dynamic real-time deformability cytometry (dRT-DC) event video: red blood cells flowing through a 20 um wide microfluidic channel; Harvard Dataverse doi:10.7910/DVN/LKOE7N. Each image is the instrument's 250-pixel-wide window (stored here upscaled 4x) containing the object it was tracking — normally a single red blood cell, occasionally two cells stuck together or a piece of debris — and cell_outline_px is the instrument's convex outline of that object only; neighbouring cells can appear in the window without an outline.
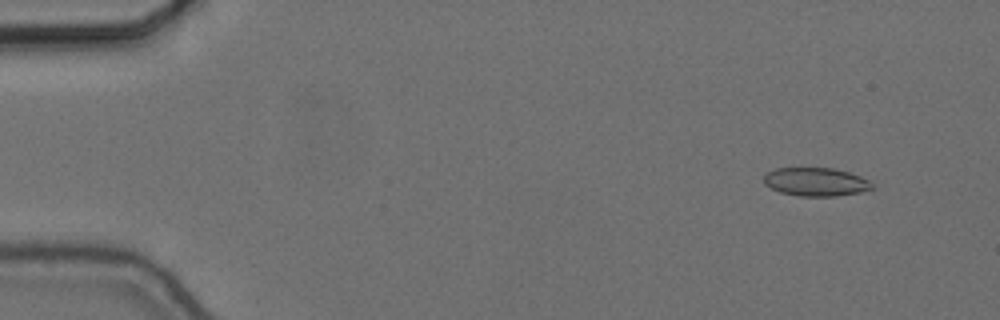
{"species": "common noctule bat (a hibernating species)", "species_latin": "Nyctalus noctula", "temperature_condition": "cold", "stored_images_in_passage": 56, "camera_frame_rate_fps": 3000, "um_per_image_px": 0.085, "animal": {"sex": "female", "body_mass_g": 24.6, "forearm_length_mm": 56.2}, "frame": {"image": 1, "passage_image": 5, "time_ms": 1.333, "image_size_px": [1000, 320], "cell_outline_px": [[876, 184], [872, 188], [860, 192], [836, 196], [800, 196], [780, 192], [764, 184], [764, 176], [768, 172], [776, 168], [832, 168], [848, 172], [860, 176]], "centroid_in_image_um": [69.36, 15.46], "position_along_channel_um": 15.6, "area_um2": 17.86}}
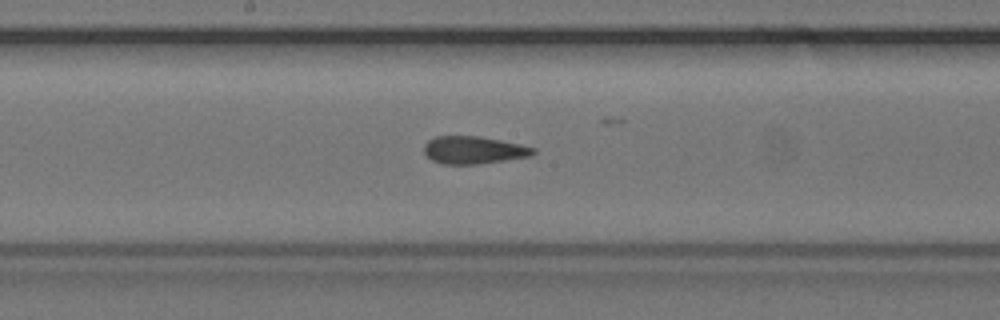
{"frame": {"image": 2, "passage_image": 30, "time_ms": 9.667, "image_size_px": [1000, 320], "cell_outline_px": [[536, 152], [532, 156], [476, 164], [444, 164], [432, 160], [424, 152], [424, 144], [428, 140], [436, 136], [480, 136], [520, 144], [536, 148]], "centroid_in_image_um": [40.27, 12.75], "position_along_channel_um": 207.9, "area_um2": 17.51}}
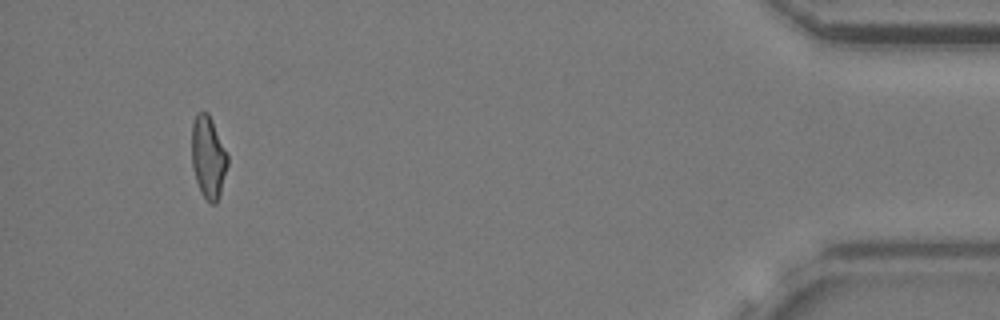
{"frame": {"image": 3, "passage_image": 53, "time_ms": 17.333, "image_size_px": [1000, 320], "cell_outline_px": [[228, 164], [220, 192], [216, 204], [212, 204], [200, 192], [192, 168], [192, 124], [196, 112], [208, 112], [212, 120], [228, 156]], "centroid_in_image_um": [17.69, 13.34], "position_along_channel_um": 417.5, "area_um2": 17.05}, "authors_computed_cell_mechanics": {"area_um2": 18.0047, "velocity_mm_per_s": 3.6633, "shape_relaxation_time_tau1_ms": null, "shape_relaxation_time_tau2_ms": 2.6987, "deformation_change_tau1": null, "deformation_change_tau2": 0.0842}}